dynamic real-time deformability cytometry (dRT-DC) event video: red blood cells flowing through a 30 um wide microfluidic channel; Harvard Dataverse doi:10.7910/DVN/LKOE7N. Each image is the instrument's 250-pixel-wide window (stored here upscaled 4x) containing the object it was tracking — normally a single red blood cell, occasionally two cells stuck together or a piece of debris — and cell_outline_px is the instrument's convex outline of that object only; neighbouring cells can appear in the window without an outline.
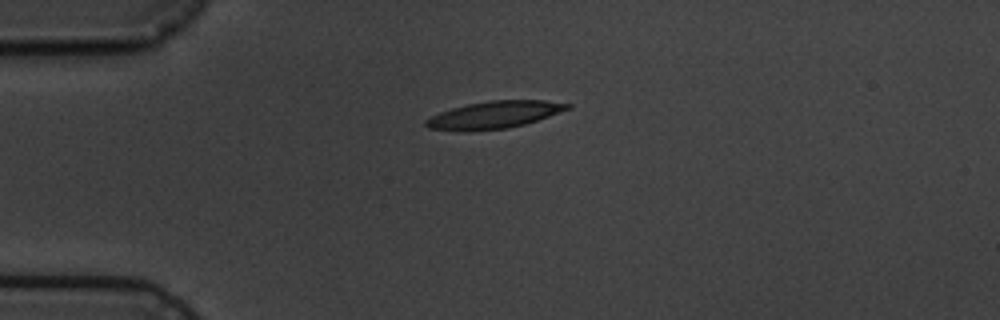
{"species": "common noctule bat (a hibernating species)", "species_latin": "Nyctalus noctula", "temperature_condition": "cold", "stored_images_in_passage": 5, "camera_frame_rate_fps": 3000, "um_per_image_px": 0.085, "animal": {"sex": "male", "body_mass_g": 19.5, "forearm_length_mm": 54.6}, "frame": {"image": 1, "passage_image": 5, "time_ms": 4.667, "image_size_px": [1000, 320], "cell_outline_px": [[572, 108], [524, 124], [508, 128], [468, 132], [464, 132], [428, 128], [424, 124], [424, 120], [440, 112], [452, 108], [468, 104], [488, 100], [544, 100], [572, 104]], "centroid_in_image_um": [41.98, 9.77], "position_along_channel_um": 43.0, "area_um2": 22.6}}